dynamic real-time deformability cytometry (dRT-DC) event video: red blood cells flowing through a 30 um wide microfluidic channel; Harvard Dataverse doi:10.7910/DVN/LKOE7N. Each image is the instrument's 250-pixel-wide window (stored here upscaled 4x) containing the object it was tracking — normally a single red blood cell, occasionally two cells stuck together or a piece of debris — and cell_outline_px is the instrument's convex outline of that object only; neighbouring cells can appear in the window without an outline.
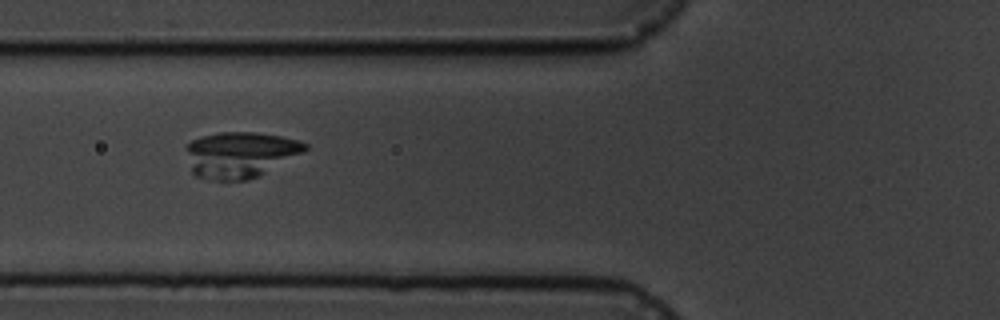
{"species": "common noctule bat (a hibernating species)", "species_latin": "Nyctalus noctula", "temperature_condition": "cold", "stored_images_in_passage": 14, "camera_frame_rate_fps": 3000, "um_per_image_px": 0.085, "animal": {"sex": "male", "body_mass_g": 19.5, "forearm_length_mm": 54.6}, "frame": {"image": 1, "passage_image": 5, "time_ms": 5.333, "image_size_px": [1000, 320], "cell_outline_px": [[308, 148], [304, 152], [260, 176], [248, 180], [212, 180], [196, 176], [192, 172], [188, 152], [188, 144], [192, 140], [200, 136], [220, 132], [256, 132], [280, 136], [300, 140], [308, 144]], "centroid_in_image_um": [20.46, 13.14], "position_along_channel_um": 105.3, "area_um2": 31.85}}
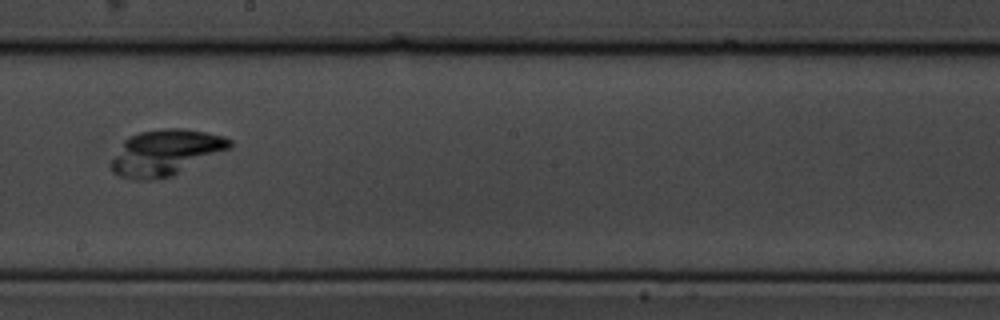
{"frame": {"image": 2, "passage_image": 8, "time_ms": 9.0, "image_size_px": [1000, 320], "cell_outline_px": [[232, 144], [228, 148], [172, 176], [152, 180], [132, 180], [120, 176], [112, 172], [108, 164], [124, 140], [128, 136], [140, 132], [164, 128], [184, 128], [224, 136], [232, 140]], "centroid_in_image_um": [13.99, 12.97], "position_along_channel_um": 234.2, "area_um2": 31.5}}
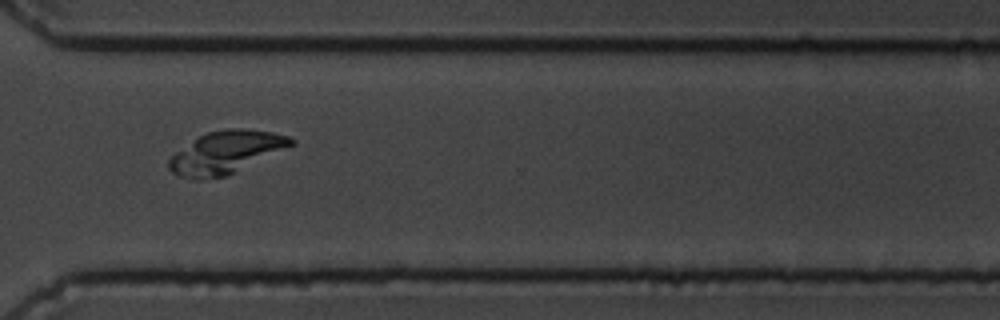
{"frame": {"image": 3, "passage_image": 11, "time_ms": 12.333, "image_size_px": [1000, 320], "cell_outline_px": [[296, 144], [228, 176], [200, 180], [180, 176], [172, 172], [168, 168], [168, 160], [176, 152], [200, 136], [208, 132], [228, 128], [240, 128], [272, 132], [288, 136], [296, 140]], "centroid_in_image_um": [19.24, 12.96], "position_along_channel_um": 351.4, "area_um2": 30.17}}